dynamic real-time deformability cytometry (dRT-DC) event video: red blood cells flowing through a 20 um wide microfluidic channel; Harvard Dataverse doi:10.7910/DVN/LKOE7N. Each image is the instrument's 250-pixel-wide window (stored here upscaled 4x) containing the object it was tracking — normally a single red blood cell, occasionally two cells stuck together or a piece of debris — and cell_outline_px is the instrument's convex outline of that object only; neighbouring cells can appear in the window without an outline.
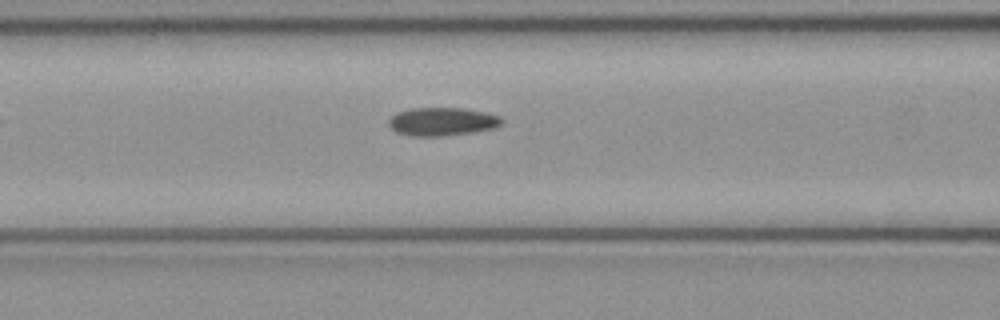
{"species": "common noctule bat (a hibernating species)", "species_latin": "Nyctalus noctula", "temperature_condition": "cold", "stored_images_in_passage": 7, "camera_frame_rate_fps": 3000, "um_per_image_px": 0.085, "animal": {"sex": "female", "body_mass_g": 21.9}, "frame": {"image": 1, "passage_image": 7, "time_ms": 2.0, "image_size_px": [1000, 320], "cell_outline_px": [[504, 120], [500, 124], [492, 128], [472, 132], [440, 136], [412, 136], [396, 132], [388, 124], [388, 120], [396, 112], [412, 108], [464, 108], [488, 112], [500, 116]], "centroid_in_image_um": [37.58, 10.32], "position_along_channel_um": 129.0, "area_um2": 18.61}}